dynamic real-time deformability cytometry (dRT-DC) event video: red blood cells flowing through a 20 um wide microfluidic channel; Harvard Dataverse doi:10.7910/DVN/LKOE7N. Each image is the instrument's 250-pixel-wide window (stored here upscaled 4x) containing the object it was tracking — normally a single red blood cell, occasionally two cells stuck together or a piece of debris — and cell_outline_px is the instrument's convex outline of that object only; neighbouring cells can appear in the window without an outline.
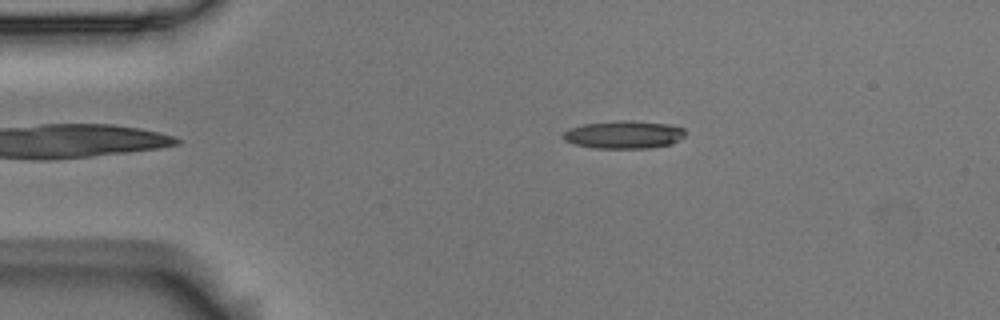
{"species": "Egyptian fruit bat (a non-hibernating species)", "species_latin": "Rousettus aegyptiacus", "temperature_condition": "room temperature", "stored_images_in_passage": 3, "camera_frame_rate_fps": 3000, "um_per_image_px": 0.085, "animal": {"sex": "male"}, "frame": {"image": 1, "passage_image": 3, "time_ms": 0.667, "image_size_px": [1000, 320], "cell_outline_px": [[684, 136], [672, 144], [648, 148], [596, 148], [576, 144], [564, 140], [560, 136], [564, 132], [572, 128], [584, 124], [616, 120], [632, 120], [668, 124], [684, 128]], "centroid_in_image_um": [53.03, 11.44], "position_along_channel_um": 32.0, "area_um2": 19.77}}